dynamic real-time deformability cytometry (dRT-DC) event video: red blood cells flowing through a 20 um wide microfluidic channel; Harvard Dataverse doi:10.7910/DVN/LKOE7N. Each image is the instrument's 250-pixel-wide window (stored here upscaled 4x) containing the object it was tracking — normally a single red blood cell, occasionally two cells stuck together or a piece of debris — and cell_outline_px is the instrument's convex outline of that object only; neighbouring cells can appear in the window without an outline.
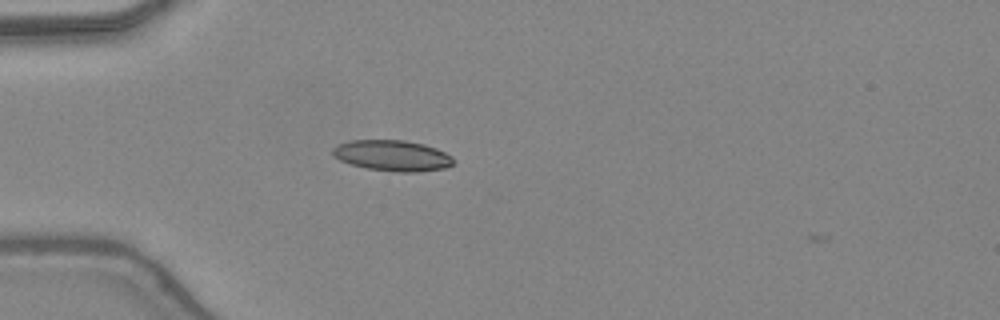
{"species": "common noctule bat (a hibernating species)", "species_latin": "Nyctalus noctula", "temperature_condition": "warm", "stored_images_in_passage": 12, "camera_frame_rate_fps": 3000, "um_per_image_px": 0.085, "animal": {"sex": "female", "body_mass_g": 24.6, "forearm_length_mm": 56.2}, "frame": {"image": 1, "passage_image": 1, "time_ms": 0.0, "image_size_px": [1000, 320], "cell_outline_px": [[452, 164], [444, 168], [420, 172], [396, 172], [368, 168], [352, 164], [340, 160], [332, 152], [332, 148], [340, 144], [352, 140], [404, 140], [424, 144], [436, 148], [452, 156]], "centroid_in_image_um": [33.37, 13.22], "position_along_channel_um": 51.6, "area_um2": 21.44}}
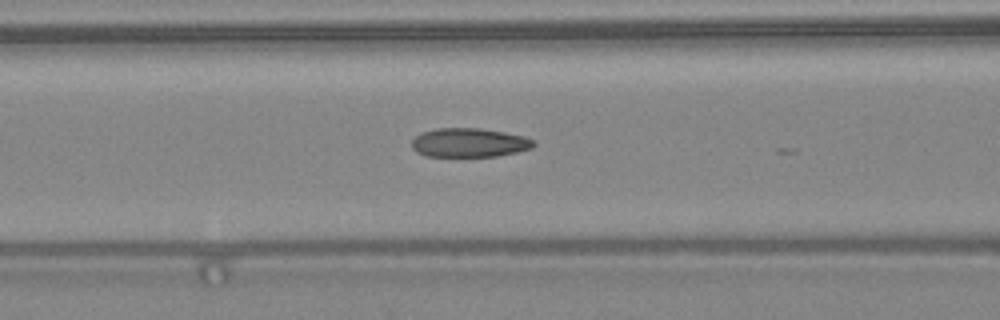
{"frame": {"image": 2, "passage_image": 7, "time_ms": 2.0, "image_size_px": [1000, 320], "cell_outline_px": [[536, 144], [532, 148], [516, 152], [496, 156], [424, 156], [416, 152], [412, 148], [412, 140], [416, 136], [424, 132], [436, 128], [480, 128], [504, 132], [524, 136], [532, 140]], "centroid_in_image_um": [39.87, 12.12], "position_along_channel_um": 126.7, "area_um2": 20.52}}
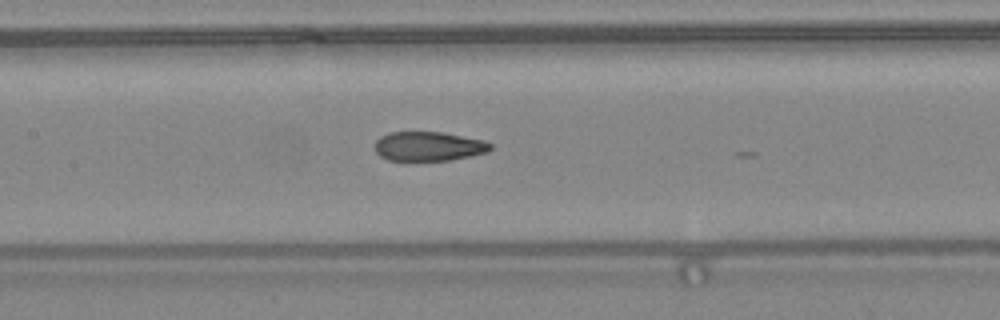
{"frame": {"image": 3, "passage_image": 10, "time_ms": 3.0, "image_size_px": [1000, 320], "cell_outline_px": [[492, 148], [488, 152], [472, 156], [452, 160], [388, 160], [380, 156], [376, 152], [376, 140], [380, 136], [388, 132], [440, 132], [484, 140], [492, 144]], "centroid_in_image_um": [36.45, 12.43], "position_along_channel_um": 171.0, "area_um2": 19.77}}